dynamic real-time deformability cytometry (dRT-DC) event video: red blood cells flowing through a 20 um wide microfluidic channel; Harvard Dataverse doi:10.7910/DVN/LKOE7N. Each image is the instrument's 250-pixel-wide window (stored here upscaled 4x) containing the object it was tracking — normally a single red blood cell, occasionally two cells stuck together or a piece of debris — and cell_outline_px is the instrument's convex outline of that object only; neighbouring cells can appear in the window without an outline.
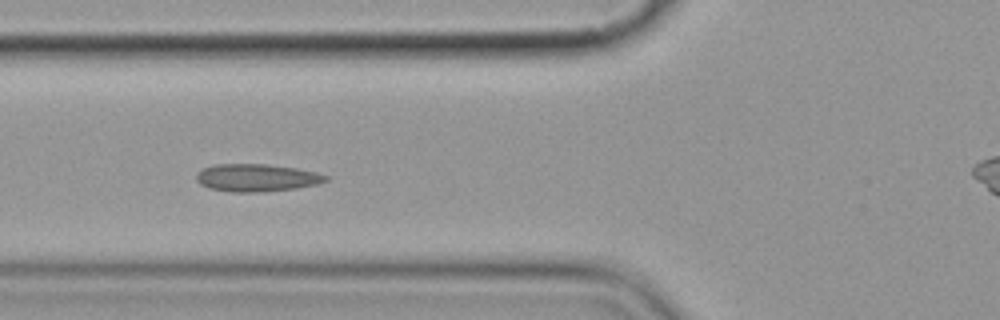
{"species": "common noctule bat (a hibernating species)", "species_latin": "Nyctalus noctula", "temperature_condition": "cold", "stored_images_in_passage": 4, "camera_frame_rate_fps": 3000, "um_per_image_px": 0.085, "animal": {"sex": "female", "body_mass_g": 19.9}, "frame": {"image": 1, "passage_image": 4, "time_ms": 3.333, "image_size_px": [1000, 320], "cell_outline_px": [[328, 180], [316, 184], [296, 188], [260, 192], [232, 192], [208, 188], [200, 184], [196, 180], [196, 176], [204, 168], [212, 164], [264, 164], [296, 168], [316, 172], [328, 176]], "centroid_in_image_um": [21.8, 15.11], "position_along_channel_um": 104.0, "area_um2": 20.69}}